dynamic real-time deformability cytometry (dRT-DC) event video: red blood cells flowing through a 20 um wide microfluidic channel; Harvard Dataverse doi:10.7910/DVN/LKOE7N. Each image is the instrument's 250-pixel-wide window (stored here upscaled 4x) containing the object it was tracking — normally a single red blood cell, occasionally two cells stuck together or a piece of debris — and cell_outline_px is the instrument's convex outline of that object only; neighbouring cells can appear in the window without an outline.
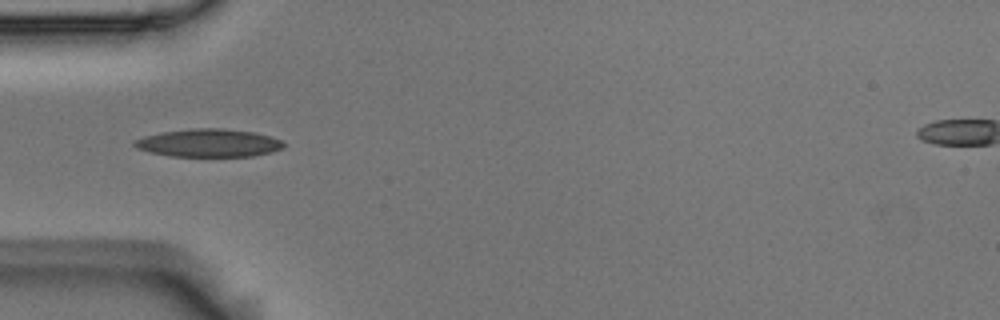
{"species": "Egyptian fruit bat (a non-hibernating species)", "species_latin": "Rousettus aegyptiacus", "temperature_condition": "room temperature", "stored_images_in_passage": 7, "camera_frame_rate_fps": 3000, "um_per_image_px": 0.085, "animal": {"sex": "male"}, "frame": {"image": 1, "passage_image": 5, "time_ms": 1.333, "image_size_px": [1000, 320], "cell_outline_px": [[284, 148], [272, 152], [252, 156], [168, 156], [148, 152], [136, 148], [132, 144], [132, 140], [144, 136], [164, 132], [196, 128], [220, 128], [252, 132], [268, 136], [280, 140], [284, 144]], "centroid_in_image_um": [17.69, 12.16], "position_along_channel_um": 67.3, "area_um2": 24.22}}
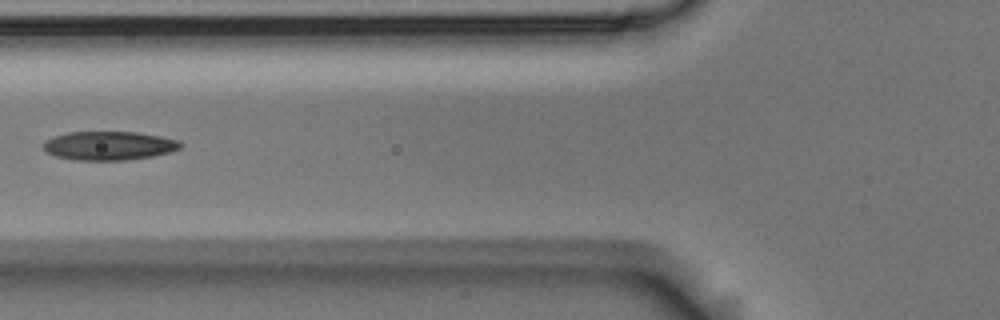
{"frame": {"image": 2, "passage_image": 6, "time_ms": 1.667, "image_size_px": [1000, 320], "cell_outline_px": [[184, 144], [180, 148], [172, 152], [152, 156], [124, 160], [76, 160], [56, 156], [48, 152], [44, 148], [44, 140], [68, 132], [136, 132], [160, 136], [180, 140]], "centroid_in_image_um": [9.32, 12.38], "position_along_channel_um": 116.5, "area_um2": 22.95}}
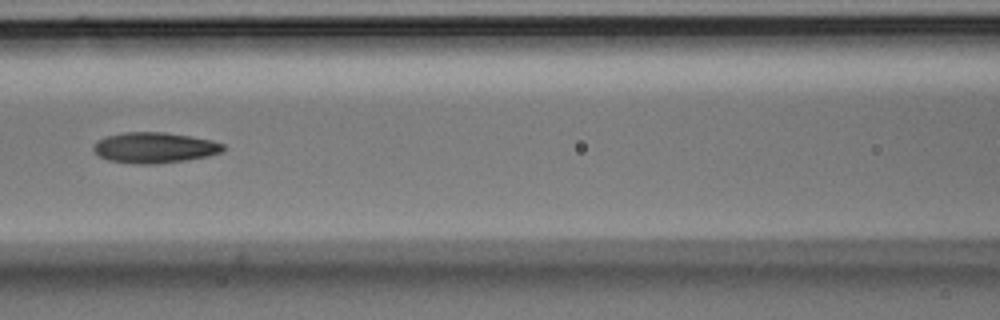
{"frame": {"image": 3, "passage_image": 7, "time_ms": 2.0, "image_size_px": [1000, 320], "cell_outline_px": [[228, 148], [224, 152], [208, 156], [188, 160], [156, 164], [132, 164], [108, 160], [100, 156], [92, 148], [96, 140], [108, 136], [124, 132], [164, 132], [212, 140], [224, 144]], "centroid_in_image_um": [13.17, 12.56], "position_along_channel_um": 153.4, "area_um2": 23.41}}